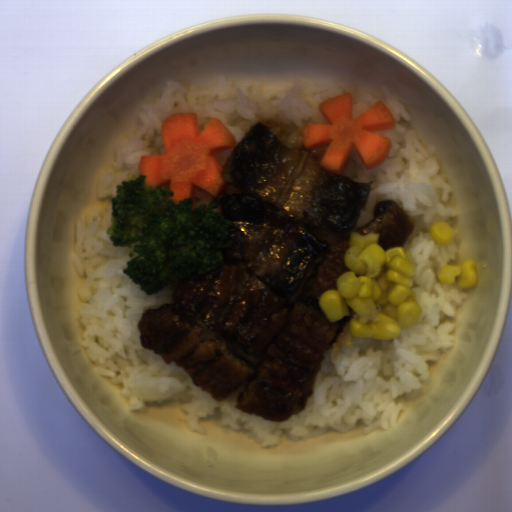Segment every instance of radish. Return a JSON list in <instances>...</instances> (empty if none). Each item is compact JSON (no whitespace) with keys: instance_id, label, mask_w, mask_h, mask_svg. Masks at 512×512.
Listing matches in <instances>:
<instances>
[{"instance_id":"1","label":"radish","mask_w":512,"mask_h":512,"mask_svg":"<svg viewBox=\"0 0 512 512\" xmlns=\"http://www.w3.org/2000/svg\"><path fill=\"white\" fill-rule=\"evenodd\" d=\"M161 141L163 154L140 157L138 172L148 187L165 186L174 204L194 201L195 188L217 199L230 188L216 153L237 142L223 121L210 118L200 132L197 113L172 114L162 120Z\"/></svg>"},{"instance_id":"2","label":"radish","mask_w":512,"mask_h":512,"mask_svg":"<svg viewBox=\"0 0 512 512\" xmlns=\"http://www.w3.org/2000/svg\"><path fill=\"white\" fill-rule=\"evenodd\" d=\"M328 123H304L301 127L303 146L311 151L327 145L319 167L340 175L351 149L365 170L375 169L386 161L392 139L374 132L396 128L395 119L384 101H377L355 116L352 94L343 93L318 104Z\"/></svg>"}]
</instances>
